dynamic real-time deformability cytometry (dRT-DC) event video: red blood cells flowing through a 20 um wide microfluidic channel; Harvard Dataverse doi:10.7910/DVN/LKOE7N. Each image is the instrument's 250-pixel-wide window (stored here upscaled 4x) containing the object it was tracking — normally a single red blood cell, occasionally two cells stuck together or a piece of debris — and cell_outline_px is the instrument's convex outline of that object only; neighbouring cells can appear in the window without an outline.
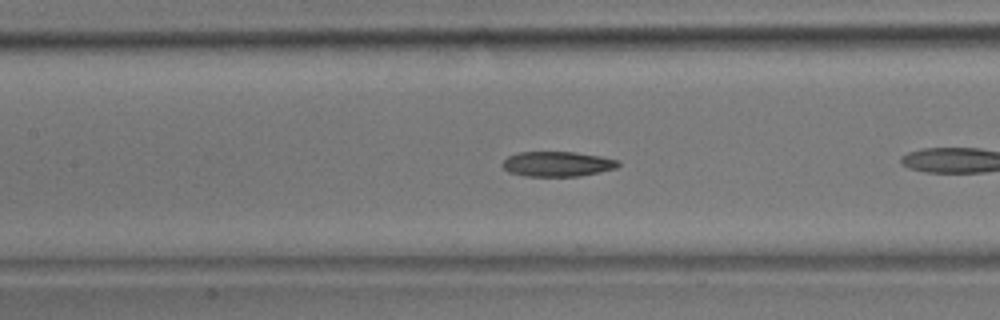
{"species": "common noctule bat (a hibernating species)", "species_latin": "Nyctalus noctula", "temperature_condition": "room temperature", "stored_images_in_passage": 22, "camera_frame_rate_fps": 3000, "um_per_image_px": 0.085, "animal": {"sex": "male", "body_mass_g": 17.9}, "frame": {"image": 1, "passage_image": 7, "time_ms": 2.0, "image_size_px": [1000, 320], "cell_outline_px": [[620, 164], [616, 168], [600, 172], [580, 176], [524, 176], [508, 172], [500, 164], [508, 156], [516, 152], [576, 152], [600, 156], [616, 160]], "centroid_in_image_um": [47.33, 13.94], "position_along_channel_um": 160.1, "area_um2": 16.94}}